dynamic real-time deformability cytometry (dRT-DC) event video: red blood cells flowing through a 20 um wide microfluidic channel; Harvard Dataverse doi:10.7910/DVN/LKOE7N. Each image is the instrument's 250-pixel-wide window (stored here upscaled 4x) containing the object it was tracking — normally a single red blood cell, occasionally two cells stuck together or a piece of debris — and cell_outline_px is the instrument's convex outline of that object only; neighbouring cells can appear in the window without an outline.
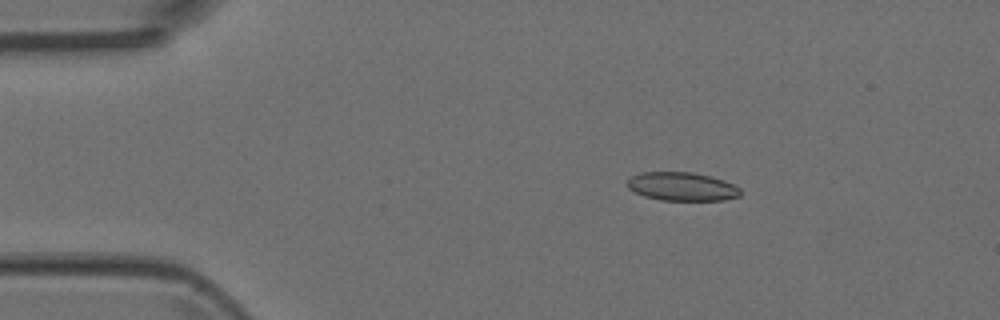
{"species": "Egyptian fruit bat (a non-hibernating species)", "species_latin": "Rousettus aegyptiacus", "temperature_condition": "room temperature", "stored_images_in_passage": 3, "camera_frame_rate_fps": 3000, "um_per_image_px": 0.085, "animal": {"sex": "female"}, "frame": {"image": 1, "passage_image": 2, "time_ms": 0.333, "image_size_px": [1000, 320], "cell_outline_px": [[740, 196], [724, 200], [660, 200], [644, 196], [628, 188], [628, 176], [640, 172], [692, 172], [712, 176], [724, 180], [740, 188]], "centroid_in_image_um": [57.96, 15.84], "position_along_channel_um": 27.0, "area_um2": 18.9}}